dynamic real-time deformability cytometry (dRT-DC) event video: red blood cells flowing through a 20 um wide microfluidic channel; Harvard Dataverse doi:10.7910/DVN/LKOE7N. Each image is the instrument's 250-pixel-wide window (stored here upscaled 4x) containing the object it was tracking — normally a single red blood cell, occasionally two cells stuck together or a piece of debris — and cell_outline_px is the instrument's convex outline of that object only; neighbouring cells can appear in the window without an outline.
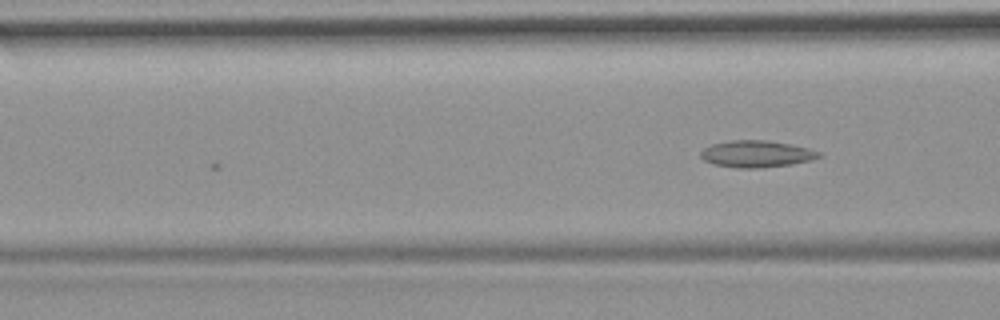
{"species": "common noctule bat (a hibernating species)", "species_latin": "Nyctalus noctula", "temperature_condition": "room temperature", "stored_images_in_passage": 6, "camera_frame_rate_fps": 3000, "um_per_image_px": 0.085, "animal": {"sex": "female", "body_mass_g": 19.9}, "frame": {"image": 1, "passage_image": 6, "time_ms": 1.667, "image_size_px": [1000, 320], "cell_outline_px": [[824, 156], [812, 160], [792, 164], [760, 168], [736, 168], [712, 164], [704, 160], [700, 156], [700, 152], [704, 148], [712, 144], [732, 140], [764, 140], [792, 144], [808, 148], [820, 152]], "centroid_in_image_um": [64.32, 13.09], "position_along_channel_um": 102.3, "area_um2": 18.61}}